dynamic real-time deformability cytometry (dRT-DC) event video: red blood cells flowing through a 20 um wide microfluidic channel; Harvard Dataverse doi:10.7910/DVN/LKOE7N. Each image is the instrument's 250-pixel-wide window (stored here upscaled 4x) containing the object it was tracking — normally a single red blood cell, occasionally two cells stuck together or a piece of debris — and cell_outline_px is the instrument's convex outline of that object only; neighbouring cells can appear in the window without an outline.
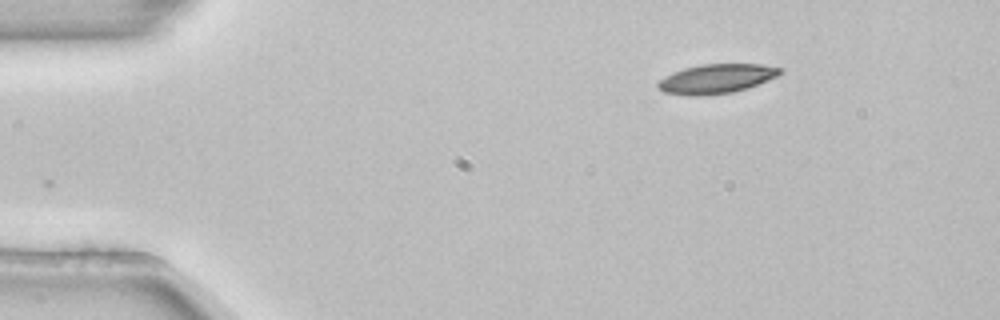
{"species": "common noctule bat (a hibernating species)", "species_latin": "Nyctalus noctula", "temperature_condition": "room temperature", "stored_images_in_passage": 2, "camera_frame_rate_fps": 3000, "um_per_image_px": 0.085, "animal": {"sex": "female", "body_mass_g": 22.7, "forearm_length_mm": 54.2}, "frame": {"image": 1, "passage_image": 2, "time_ms": 0.333, "image_size_px": [1000, 320], "cell_outline_px": [[784, 72], [776, 76], [748, 88], [732, 92], [700, 96], [692, 96], [664, 92], [656, 88], [656, 84], [664, 76], [672, 72], [684, 68], [704, 64], [764, 64], [784, 68]], "centroid_in_image_um": [60.89, 6.69], "position_along_channel_um": 24.1, "area_um2": 20.98}}